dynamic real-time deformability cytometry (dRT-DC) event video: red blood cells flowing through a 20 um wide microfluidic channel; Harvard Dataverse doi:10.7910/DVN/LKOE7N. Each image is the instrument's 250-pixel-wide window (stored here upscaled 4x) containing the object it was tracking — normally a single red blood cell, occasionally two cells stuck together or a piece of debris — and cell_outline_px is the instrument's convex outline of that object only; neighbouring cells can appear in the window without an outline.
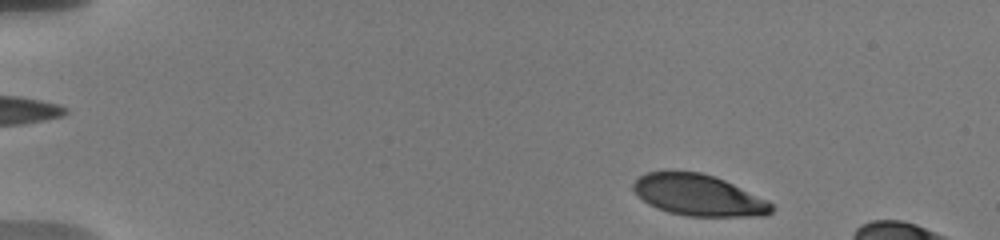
{"species": "human", "species_latin": "Homo sapiens", "temperature_condition": "warm", "stored_images_in_passage": 62, "camera_frame_rate_fps": 3000, "um_per_image_px": 0.085, "donor": {"sex": "male"}, "frame": {"image": 1, "passage_image": 3, "time_ms": 0.667, "image_size_px": [1000, 240], "cell_outline_px": [[776, 208], [772, 212], [764, 216], [688, 216], [668, 212], [656, 208], [648, 204], [632, 188], [632, 184], [640, 176], [648, 172], [700, 172], [724, 180], [768, 200]], "centroid_in_image_um": [59.41, 16.61], "position_along_channel_um": 25.6, "area_um2": 32.95}}
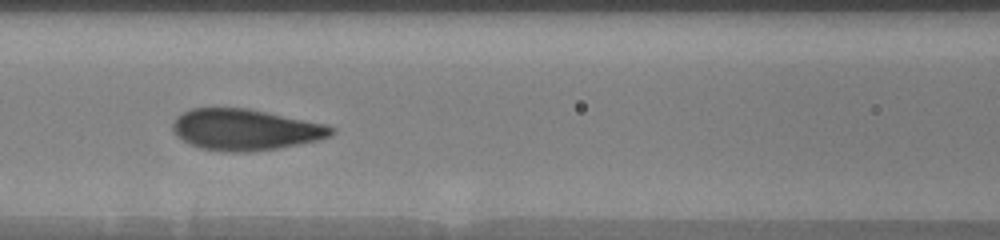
{"frame": {"image": 2, "passage_image": 27, "time_ms": 6.667, "image_size_px": [1000, 240], "cell_outline_px": [[336, 132], [332, 136], [316, 140], [280, 148], [248, 152], [224, 152], [200, 148], [188, 144], [176, 136], [172, 132], [172, 120], [180, 112], [192, 108], [248, 108], [328, 124], [336, 128]], "centroid_in_image_um": [20.83, 11.02], "position_along_channel_um": 145.8, "area_um2": 38.73}}
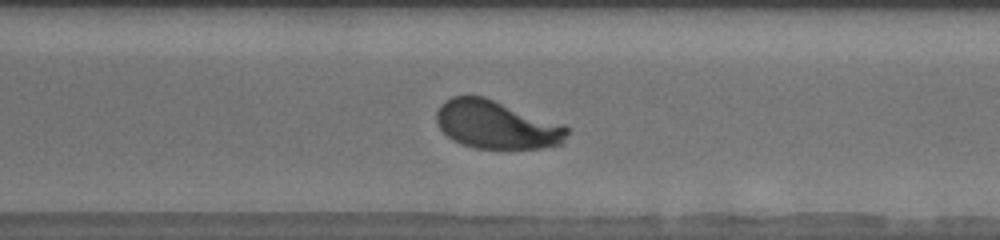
{"frame": {"image": 3, "passage_image": 46, "time_ms": 11.667, "image_size_px": [1000, 240], "cell_outline_px": [[568, 132], [560, 144], [540, 148], [476, 148], [460, 144], [452, 140], [440, 128], [436, 120], [436, 112], [440, 104], [444, 100], [452, 96], [484, 96], [564, 124], [568, 128]], "centroid_in_image_um": [42.17, 10.59], "position_along_channel_um": 328.4, "area_um2": 36.65}}